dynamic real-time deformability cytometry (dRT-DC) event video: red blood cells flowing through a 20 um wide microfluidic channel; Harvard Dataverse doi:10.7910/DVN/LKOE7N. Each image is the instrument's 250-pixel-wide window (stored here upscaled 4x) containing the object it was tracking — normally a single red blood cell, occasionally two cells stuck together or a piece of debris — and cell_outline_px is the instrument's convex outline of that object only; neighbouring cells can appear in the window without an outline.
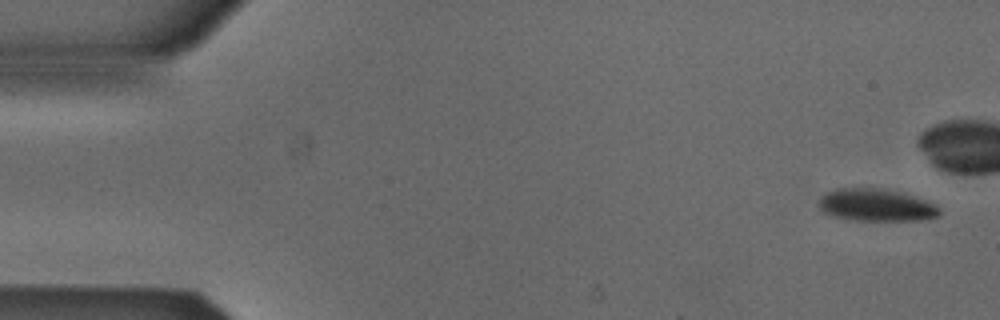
{"species": "Egyptian fruit bat (a non-hibernating species)", "species_latin": "Rousettus aegyptiacus", "temperature_condition": "cold", "stored_images_in_passage": 5, "camera_frame_rate_fps": 3000, "um_per_image_px": 0.085, "animal": {"sex": "male"}, "frame": {"image": 1, "passage_image": 1, "time_ms": 0.0, "image_size_px": [1000, 320], "cell_outline_px": [[940, 216], [924, 220], [856, 220], [836, 216], [824, 212], [816, 204], [820, 196], [824, 192], [836, 188], [880, 188], [912, 196], [924, 200], [940, 208]], "centroid_in_image_um": [74.42, 17.43], "position_along_channel_um": 10.6, "area_um2": 22.6}}